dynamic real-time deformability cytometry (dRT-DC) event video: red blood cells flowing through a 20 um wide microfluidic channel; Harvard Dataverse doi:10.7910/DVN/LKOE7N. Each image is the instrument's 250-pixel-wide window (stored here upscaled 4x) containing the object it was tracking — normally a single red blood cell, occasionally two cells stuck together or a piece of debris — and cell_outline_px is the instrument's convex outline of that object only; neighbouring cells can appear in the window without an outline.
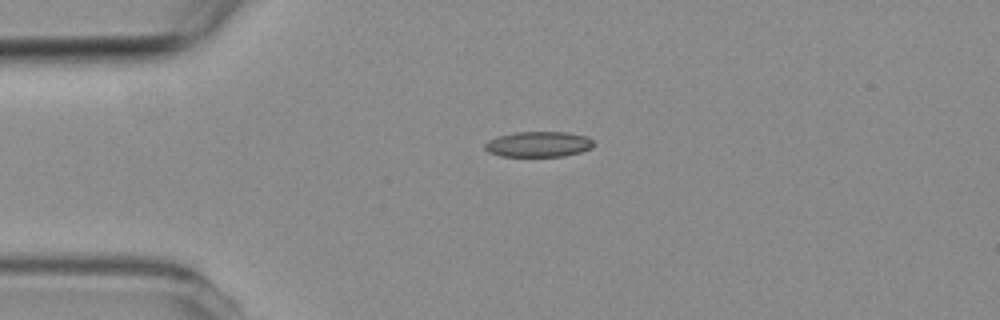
{"species": "common noctule bat (a hibernating species)", "species_latin": "Nyctalus noctula", "temperature_condition": "room temperature", "stored_images_in_passage": 4, "camera_frame_rate_fps": 3000, "um_per_image_px": 0.085, "animal": {"sex": "female", "body_mass_g": 19.3, "forearm_length_mm": 54.1}, "frame": {"image": 1, "passage_image": 3, "time_ms": 2.333, "image_size_px": [1000, 320], "cell_outline_px": [[596, 144], [592, 148], [580, 152], [564, 156], [500, 156], [488, 152], [484, 148], [484, 144], [488, 140], [500, 136], [516, 132], [564, 132], [588, 136]], "centroid_in_image_um": [45.79, 12.26], "position_along_channel_um": 39.2, "area_um2": 16.18}}